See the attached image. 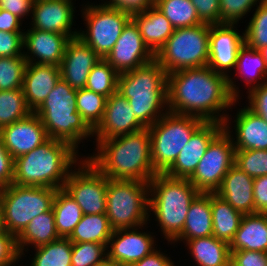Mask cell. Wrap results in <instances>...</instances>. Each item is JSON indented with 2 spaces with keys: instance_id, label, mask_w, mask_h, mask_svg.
<instances>
[{
  "instance_id": "53",
  "label": "cell",
  "mask_w": 267,
  "mask_h": 266,
  "mask_svg": "<svg viewBox=\"0 0 267 266\" xmlns=\"http://www.w3.org/2000/svg\"><path fill=\"white\" fill-rule=\"evenodd\" d=\"M255 213H267V175L254 178Z\"/></svg>"
},
{
  "instance_id": "2",
  "label": "cell",
  "mask_w": 267,
  "mask_h": 266,
  "mask_svg": "<svg viewBox=\"0 0 267 266\" xmlns=\"http://www.w3.org/2000/svg\"><path fill=\"white\" fill-rule=\"evenodd\" d=\"M95 142L97 151L85 159L108 179L149 182L157 174L151 160L148 128Z\"/></svg>"
},
{
  "instance_id": "19",
  "label": "cell",
  "mask_w": 267,
  "mask_h": 266,
  "mask_svg": "<svg viewBox=\"0 0 267 266\" xmlns=\"http://www.w3.org/2000/svg\"><path fill=\"white\" fill-rule=\"evenodd\" d=\"M223 129L222 123L204 122L192 134L172 166L164 174L172 178L189 179L204 156L208 145Z\"/></svg>"
},
{
  "instance_id": "24",
  "label": "cell",
  "mask_w": 267,
  "mask_h": 266,
  "mask_svg": "<svg viewBox=\"0 0 267 266\" xmlns=\"http://www.w3.org/2000/svg\"><path fill=\"white\" fill-rule=\"evenodd\" d=\"M60 78L58 66L27 63L22 89L26 103L32 112L41 106Z\"/></svg>"
},
{
  "instance_id": "45",
  "label": "cell",
  "mask_w": 267,
  "mask_h": 266,
  "mask_svg": "<svg viewBox=\"0 0 267 266\" xmlns=\"http://www.w3.org/2000/svg\"><path fill=\"white\" fill-rule=\"evenodd\" d=\"M24 33L0 31V58L23 56Z\"/></svg>"
},
{
  "instance_id": "32",
  "label": "cell",
  "mask_w": 267,
  "mask_h": 266,
  "mask_svg": "<svg viewBox=\"0 0 267 266\" xmlns=\"http://www.w3.org/2000/svg\"><path fill=\"white\" fill-rule=\"evenodd\" d=\"M211 212L213 236L230 244L243 214L215 193H211Z\"/></svg>"
},
{
  "instance_id": "5",
  "label": "cell",
  "mask_w": 267,
  "mask_h": 266,
  "mask_svg": "<svg viewBox=\"0 0 267 266\" xmlns=\"http://www.w3.org/2000/svg\"><path fill=\"white\" fill-rule=\"evenodd\" d=\"M199 193L188 179L156 174L149 181V218L153 213L167 243L181 234L189 206Z\"/></svg>"
},
{
  "instance_id": "18",
  "label": "cell",
  "mask_w": 267,
  "mask_h": 266,
  "mask_svg": "<svg viewBox=\"0 0 267 266\" xmlns=\"http://www.w3.org/2000/svg\"><path fill=\"white\" fill-rule=\"evenodd\" d=\"M145 129L136 119L127 98L119 92L107 98L102 121L94 129L96 141L135 133Z\"/></svg>"
},
{
  "instance_id": "6",
  "label": "cell",
  "mask_w": 267,
  "mask_h": 266,
  "mask_svg": "<svg viewBox=\"0 0 267 266\" xmlns=\"http://www.w3.org/2000/svg\"><path fill=\"white\" fill-rule=\"evenodd\" d=\"M76 94L77 89L60 78L34 113L40 117L48 137L64 141L79 152L84 139L94 138V130L78 113Z\"/></svg>"
},
{
  "instance_id": "54",
  "label": "cell",
  "mask_w": 267,
  "mask_h": 266,
  "mask_svg": "<svg viewBox=\"0 0 267 266\" xmlns=\"http://www.w3.org/2000/svg\"><path fill=\"white\" fill-rule=\"evenodd\" d=\"M174 262L175 261H173L168 254H165L160 251V249L158 250V248H156L143 259L131 264L130 266H179L175 265Z\"/></svg>"
},
{
  "instance_id": "43",
  "label": "cell",
  "mask_w": 267,
  "mask_h": 266,
  "mask_svg": "<svg viewBox=\"0 0 267 266\" xmlns=\"http://www.w3.org/2000/svg\"><path fill=\"white\" fill-rule=\"evenodd\" d=\"M107 256V246L95 242H72L71 266H94Z\"/></svg>"
},
{
  "instance_id": "10",
  "label": "cell",
  "mask_w": 267,
  "mask_h": 266,
  "mask_svg": "<svg viewBox=\"0 0 267 266\" xmlns=\"http://www.w3.org/2000/svg\"><path fill=\"white\" fill-rule=\"evenodd\" d=\"M56 191L54 188L14 183L0 189V206L6 231L17 237L34 217L52 208Z\"/></svg>"
},
{
  "instance_id": "49",
  "label": "cell",
  "mask_w": 267,
  "mask_h": 266,
  "mask_svg": "<svg viewBox=\"0 0 267 266\" xmlns=\"http://www.w3.org/2000/svg\"><path fill=\"white\" fill-rule=\"evenodd\" d=\"M16 237L7 231L0 235V266L8 265L20 257Z\"/></svg>"
},
{
  "instance_id": "40",
  "label": "cell",
  "mask_w": 267,
  "mask_h": 266,
  "mask_svg": "<svg viewBox=\"0 0 267 266\" xmlns=\"http://www.w3.org/2000/svg\"><path fill=\"white\" fill-rule=\"evenodd\" d=\"M253 10L255 12L243 31L244 41L249 47L259 50L267 45V0H262Z\"/></svg>"
},
{
  "instance_id": "13",
  "label": "cell",
  "mask_w": 267,
  "mask_h": 266,
  "mask_svg": "<svg viewBox=\"0 0 267 266\" xmlns=\"http://www.w3.org/2000/svg\"><path fill=\"white\" fill-rule=\"evenodd\" d=\"M72 170L63 189L77 202L84 215L106 214L108 178L87 159Z\"/></svg>"
},
{
  "instance_id": "9",
  "label": "cell",
  "mask_w": 267,
  "mask_h": 266,
  "mask_svg": "<svg viewBox=\"0 0 267 266\" xmlns=\"http://www.w3.org/2000/svg\"><path fill=\"white\" fill-rule=\"evenodd\" d=\"M148 210L149 182L108 179L106 216L114 230L150 223Z\"/></svg>"
},
{
  "instance_id": "4",
  "label": "cell",
  "mask_w": 267,
  "mask_h": 266,
  "mask_svg": "<svg viewBox=\"0 0 267 266\" xmlns=\"http://www.w3.org/2000/svg\"><path fill=\"white\" fill-rule=\"evenodd\" d=\"M168 74L154 59L121 73L117 92L127 98L136 119L149 128L168 112Z\"/></svg>"
},
{
  "instance_id": "57",
  "label": "cell",
  "mask_w": 267,
  "mask_h": 266,
  "mask_svg": "<svg viewBox=\"0 0 267 266\" xmlns=\"http://www.w3.org/2000/svg\"><path fill=\"white\" fill-rule=\"evenodd\" d=\"M5 232L6 229L4 226L3 213H2V208L0 206V235L4 234Z\"/></svg>"
},
{
  "instance_id": "14",
  "label": "cell",
  "mask_w": 267,
  "mask_h": 266,
  "mask_svg": "<svg viewBox=\"0 0 267 266\" xmlns=\"http://www.w3.org/2000/svg\"><path fill=\"white\" fill-rule=\"evenodd\" d=\"M237 30L236 24L210 25L208 66L213 71L228 77L229 91L235 100L240 101L242 96L239 85H236L237 78L234 79L230 73L235 68L239 49L245 43L244 32L241 34Z\"/></svg>"
},
{
  "instance_id": "59",
  "label": "cell",
  "mask_w": 267,
  "mask_h": 266,
  "mask_svg": "<svg viewBox=\"0 0 267 266\" xmlns=\"http://www.w3.org/2000/svg\"><path fill=\"white\" fill-rule=\"evenodd\" d=\"M22 256H20L16 261H14V262H12V263H10V264H8V265H5V266H15L16 265V263H19L20 261H22L21 258ZM20 260V261H19Z\"/></svg>"
},
{
  "instance_id": "39",
  "label": "cell",
  "mask_w": 267,
  "mask_h": 266,
  "mask_svg": "<svg viewBox=\"0 0 267 266\" xmlns=\"http://www.w3.org/2000/svg\"><path fill=\"white\" fill-rule=\"evenodd\" d=\"M119 73L105 60L101 59L91 69L85 88L109 98L117 92Z\"/></svg>"
},
{
  "instance_id": "30",
  "label": "cell",
  "mask_w": 267,
  "mask_h": 266,
  "mask_svg": "<svg viewBox=\"0 0 267 266\" xmlns=\"http://www.w3.org/2000/svg\"><path fill=\"white\" fill-rule=\"evenodd\" d=\"M189 248L196 266H230L229 243L214 236L201 237L183 242Z\"/></svg>"
},
{
  "instance_id": "7",
  "label": "cell",
  "mask_w": 267,
  "mask_h": 266,
  "mask_svg": "<svg viewBox=\"0 0 267 266\" xmlns=\"http://www.w3.org/2000/svg\"><path fill=\"white\" fill-rule=\"evenodd\" d=\"M210 24L176 28L171 37L154 55L167 72L204 67L209 62Z\"/></svg>"
},
{
  "instance_id": "44",
  "label": "cell",
  "mask_w": 267,
  "mask_h": 266,
  "mask_svg": "<svg viewBox=\"0 0 267 266\" xmlns=\"http://www.w3.org/2000/svg\"><path fill=\"white\" fill-rule=\"evenodd\" d=\"M262 0H219L220 24H236ZM256 6V7H255Z\"/></svg>"
},
{
  "instance_id": "46",
  "label": "cell",
  "mask_w": 267,
  "mask_h": 266,
  "mask_svg": "<svg viewBox=\"0 0 267 266\" xmlns=\"http://www.w3.org/2000/svg\"><path fill=\"white\" fill-rule=\"evenodd\" d=\"M197 10L199 19L206 24H220L219 0H190Z\"/></svg>"
},
{
  "instance_id": "36",
  "label": "cell",
  "mask_w": 267,
  "mask_h": 266,
  "mask_svg": "<svg viewBox=\"0 0 267 266\" xmlns=\"http://www.w3.org/2000/svg\"><path fill=\"white\" fill-rule=\"evenodd\" d=\"M154 5L162 11L175 29L203 23L190 0H155Z\"/></svg>"
},
{
  "instance_id": "28",
  "label": "cell",
  "mask_w": 267,
  "mask_h": 266,
  "mask_svg": "<svg viewBox=\"0 0 267 266\" xmlns=\"http://www.w3.org/2000/svg\"><path fill=\"white\" fill-rule=\"evenodd\" d=\"M213 236L211 193L200 192L191 202L181 234L170 245Z\"/></svg>"
},
{
  "instance_id": "38",
  "label": "cell",
  "mask_w": 267,
  "mask_h": 266,
  "mask_svg": "<svg viewBox=\"0 0 267 266\" xmlns=\"http://www.w3.org/2000/svg\"><path fill=\"white\" fill-rule=\"evenodd\" d=\"M76 101L78 113L94 130L103 119L107 97L82 88L77 89Z\"/></svg>"
},
{
  "instance_id": "12",
  "label": "cell",
  "mask_w": 267,
  "mask_h": 266,
  "mask_svg": "<svg viewBox=\"0 0 267 266\" xmlns=\"http://www.w3.org/2000/svg\"><path fill=\"white\" fill-rule=\"evenodd\" d=\"M234 162L235 147L231 137L223 129L208 145L188 180L199 192L215 193Z\"/></svg>"
},
{
  "instance_id": "17",
  "label": "cell",
  "mask_w": 267,
  "mask_h": 266,
  "mask_svg": "<svg viewBox=\"0 0 267 266\" xmlns=\"http://www.w3.org/2000/svg\"><path fill=\"white\" fill-rule=\"evenodd\" d=\"M74 5L71 0H36L32 4L30 28L64 34L71 38L78 36L79 30L72 28L76 18Z\"/></svg>"
},
{
  "instance_id": "34",
  "label": "cell",
  "mask_w": 267,
  "mask_h": 266,
  "mask_svg": "<svg viewBox=\"0 0 267 266\" xmlns=\"http://www.w3.org/2000/svg\"><path fill=\"white\" fill-rule=\"evenodd\" d=\"M113 230L106 214L83 215L68 239L73 243L95 242L108 246Z\"/></svg>"
},
{
  "instance_id": "55",
  "label": "cell",
  "mask_w": 267,
  "mask_h": 266,
  "mask_svg": "<svg viewBox=\"0 0 267 266\" xmlns=\"http://www.w3.org/2000/svg\"><path fill=\"white\" fill-rule=\"evenodd\" d=\"M20 26L22 21L18 17L5 9H0V31L24 33L25 29L22 30Z\"/></svg>"
},
{
  "instance_id": "58",
  "label": "cell",
  "mask_w": 267,
  "mask_h": 266,
  "mask_svg": "<svg viewBox=\"0 0 267 266\" xmlns=\"http://www.w3.org/2000/svg\"><path fill=\"white\" fill-rule=\"evenodd\" d=\"M259 51L262 53V56L267 64V45L260 48Z\"/></svg>"
},
{
  "instance_id": "56",
  "label": "cell",
  "mask_w": 267,
  "mask_h": 266,
  "mask_svg": "<svg viewBox=\"0 0 267 266\" xmlns=\"http://www.w3.org/2000/svg\"><path fill=\"white\" fill-rule=\"evenodd\" d=\"M94 266H121L113 259H110L108 256H106L101 262H98Z\"/></svg>"
},
{
  "instance_id": "20",
  "label": "cell",
  "mask_w": 267,
  "mask_h": 266,
  "mask_svg": "<svg viewBox=\"0 0 267 266\" xmlns=\"http://www.w3.org/2000/svg\"><path fill=\"white\" fill-rule=\"evenodd\" d=\"M231 119L228 113L223 128L231 137L235 150H267V122L264 119L251 111L247 105L238 109L235 114V120L232 121L235 125L234 132Z\"/></svg>"
},
{
  "instance_id": "35",
  "label": "cell",
  "mask_w": 267,
  "mask_h": 266,
  "mask_svg": "<svg viewBox=\"0 0 267 266\" xmlns=\"http://www.w3.org/2000/svg\"><path fill=\"white\" fill-rule=\"evenodd\" d=\"M34 252L30 266H71L72 242L68 238L60 237Z\"/></svg>"
},
{
  "instance_id": "50",
  "label": "cell",
  "mask_w": 267,
  "mask_h": 266,
  "mask_svg": "<svg viewBox=\"0 0 267 266\" xmlns=\"http://www.w3.org/2000/svg\"><path fill=\"white\" fill-rule=\"evenodd\" d=\"M14 159L3 145L0 136V189L13 183Z\"/></svg>"
},
{
  "instance_id": "33",
  "label": "cell",
  "mask_w": 267,
  "mask_h": 266,
  "mask_svg": "<svg viewBox=\"0 0 267 266\" xmlns=\"http://www.w3.org/2000/svg\"><path fill=\"white\" fill-rule=\"evenodd\" d=\"M59 237L68 238L83 217L77 202L63 189H57L52 205Z\"/></svg>"
},
{
  "instance_id": "52",
  "label": "cell",
  "mask_w": 267,
  "mask_h": 266,
  "mask_svg": "<svg viewBox=\"0 0 267 266\" xmlns=\"http://www.w3.org/2000/svg\"><path fill=\"white\" fill-rule=\"evenodd\" d=\"M36 0H0V9H5L14 14L21 21L31 15L32 4Z\"/></svg>"
},
{
  "instance_id": "8",
  "label": "cell",
  "mask_w": 267,
  "mask_h": 266,
  "mask_svg": "<svg viewBox=\"0 0 267 266\" xmlns=\"http://www.w3.org/2000/svg\"><path fill=\"white\" fill-rule=\"evenodd\" d=\"M204 122L195 116L180 115L168 111L148 128L151 160L157 174H164L172 166L192 134Z\"/></svg>"
},
{
  "instance_id": "47",
  "label": "cell",
  "mask_w": 267,
  "mask_h": 266,
  "mask_svg": "<svg viewBox=\"0 0 267 266\" xmlns=\"http://www.w3.org/2000/svg\"><path fill=\"white\" fill-rule=\"evenodd\" d=\"M230 252V266H267V253L251 250Z\"/></svg>"
},
{
  "instance_id": "27",
  "label": "cell",
  "mask_w": 267,
  "mask_h": 266,
  "mask_svg": "<svg viewBox=\"0 0 267 266\" xmlns=\"http://www.w3.org/2000/svg\"><path fill=\"white\" fill-rule=\"evenodd\" d=\"M229 246L230 251L267 253V213L244 214Z\"/></svg>"
},
{
  "instance_id": "31",
  "label": "cell",
  "mask_w": 267,
  "mask_h": 266,
  "mask_svg": "<svg viewBox=\"0 0 267 266\" xmlns=\"http://www.w3.org/2000/svg\"><path fill=\"white\" fill-rule=\"evenodd\" d=\"M234 77L238 76L248 87L249 93L254 88L267 82V64L258 49L244 45L239 49ZM236 71V72H235Z\"/></svg>"
},
{
  "instance_id": "25",
  "label": "cell",
  "mask_w": 267,
  "mask_h": 266,
  "mask_svg": "<svg viewBox=\"0 0 267 266\" xmlns=\"http://www.w3.org/2000/svg\"><path fill=\"white\" fill-rule=\"evenodd\" d=\"M253 182L251 176L233 165L215 194L243 215L253 214L255 213Z\"/></svg>"
},
{
  "instance_id": "37",
  "label": "cell",
  "mask_w": 267,
  "mask_h": 266,
  "mask_svg": "<svg viewBox=\"0 0 267 266\" xmlns=\"http://www.w3.org/2000/svg\"><path fill=\"white\" fill-rule=\"evenodd\" d=\"M30 113L23 89L0 91V130Z\"/></svg>"
},
{
  "instance_id": "42",
  "label": "cell",
  "mask_w": 267,
  "mask_h": 266,
  "mask_svg": "<svg viewBox=\"0 0 267 266\" xmlns=\"http://www.w3.org/2000/svg\"><path fill=\"white\" fill-rule=\"evenodd\" d=\"M234 165L253 179L267 175V150H235Z\"/></svg>"
},
{
  "instance_id": "29",
  "label": "cell",
  "mask_w": 267,
  "mask_h": 266,
  "mask_svg": "<svg viewBox=\"0 0 267 266\" xmlns=\"http://www.w3.org/2000/svg\"><path fill=\"white\" fill-rule=\"evenodd\" d=\"M59 238L55 227L53 209L51 208L49 211L34 217L16 237V243L20 255L26 257L27 255H25L24 251L28 253L30 250L28 247L37 248Z\"/></svg>"
},
{
  "instance_id": "3",
  "label": "cell",
  "mask_w": 267,
  "mask_h": 266,
  "mask_svg": "<svg viewBox=\"0 0 267 266\" xmlns=\"http://www.w3.org/2000/svg\"><path fill=\"white\" fill-rule=\"evenodd\" d=\"M83 159L82 154L80 156L70 144L49 137L34 150L14 159L13 183L63 188L69 173Z\"/></svg>"
},
{
  "instance_id": "15",
  "label": "cell",
  "mask_w": 267,
  "mask_h": 266,
  "mask_svg": "<svg viewBox=\"0 0 267 266\" xmlns=\"http://www.w3.org/2000/svg\"><path fill=\"white\" fill-rule=\"evenodd\" d=\"M146 225L113 230L107 246V256L121 266H130L150 254L157 248L156 236L151 231H143Z\"/></svg>"
},
{
  "instance_id": "48",
  "label": "cell",
  "mask_w": 267,
  "mask_h": 266,
  "mask_svg": "<svg viewBox=\"0 0 267 266\" xmlns=\"http://www.w3.org/2000/svg\"><path fill=\"white\" fill-rule=\"evenodd\" d=\"M248 108L267 122V82L247 93Z\"/></svg>"
},
{
  "instance_id": "21",
  "label": "cell",
  "mask_w": 267,
  "mask_h": 266,
  "mask_svg": "<svg viewBox=\"0 0 267 266\" xmlns=\"http://www.w3.org/2000/svg\"><path fill=\"white\" fill-rule=\"evenodd\" d=\"M0 136L13 159L29 153L49 138L40 117L34 112L3 127Z\"/></svg>"
},
{
  "instance_id": "16",
  "label": "cell",
  "mask_w": 267,
  "mask_h": 266,
  "mask_svg": "<svg viewBox=\"0 0 267 266\" xmlns=\"http://www.w3.org/2000/svg\"><path fill=\"white\" fill-rule=\"evenodd\" d=\"M105 60L121 74L152 62L154 54L145 45L138 26L131 19Z\"/></svg>"
},
{
  "instance_id": "11",
  "label": "cell",
  "mask_w": 267,
  "mask_h": 266,
  "mask_svg": "<svg viewBox=\"0 0 267 266\" xmlns=\"http://www.w3.org/2000/svg\"><path fill=\"white\" fill-rule=\"evenodd\" d=\"M81 12L87 30L81 29L78 37L105 59L131 20V14L100 3L90 4L89 1L82 5Z\"/></svg>"
},
{
  "instance_id": "22",
  "label": "cell",
  "mask_w": 267,
  "mask_h": 266,
  "mask_svg": "<svg viewBox=\"0 0 267 266\" xmlns=\"http://www.w3.org/2000/svg\"><path fill=\"white\" fill-rule=\"evenodd\" d=\"M101 59L80 37L71 38L59 65L60 77L73 89L85 88L91 69Z\"/></svg>"
},
{
  "instance_id": "51",
  "label": "cell",
  "mask_w": 267,
  "mask_h": 266,
  "mask_svg": "<svg viewBox=\"0 0 267 266\" xmlns=\"http://www.w3.org/2000/svg\"><path fill=\"white\" fill-rule=\"evenodd\" d=\"M101 4L119 9L129 14L144 12L154 5L155 0H102Z\"/></svg>"
},
{
  "instance_id": "26",
  "label": "cell",
  "mask_w": 267,
  "mask_h": 266,
  "mask_svg": "<svg viewBox=\"0 0 267 266\" xmlns=\"http://www.w3.org/2000/svg\"><path fill=\"white\" fill-rule=\"evenodd\" d=\"M131 19L138 26L145 45L155 55L174 32V27L155 5L144 12L134 13Z\"/></svg>"
},
{
  "instance_id": "23",
  "label": "cell",
  "mask_w": 267,
  "mask_h": 266,
  "mask_svg": "<svg viewBox=\"0 0 267 266\" xmlns=\"http://www.w3.org/2000/svg\"><path fill=\"white\" fill-rule=\"evenodd\" d=\"M70 36L29 28L24 31L23 56L27 63L58 66L62 62Z\"/></svg>"
},
{
  "instance_id": "1",
  "label": "cell",
  "mask_w": 267,
  "mask_h": 266,
  "mask_svg": "<svg viewBox=\"0 0 267 266\" xmlns=\"http://www.w3.org/2000/svg\"><path fill=\"white\" fill-rule=\"evenodd\" d=\"M168 111L195 116L205 122L224 123L235 100L228 86V77L208 65L168 74ZM225 111V113H224ZM222 112V113H221Z\"/></svg>"
},
{
  "instance_id": "41",
  "label": "cell",
  "mask_w": 267,
  "mask_h": 266,
  "mask_svg": "<svg viewBox=\"0 0 267 266\" xmlns=\"http://www.w3.org/2000/svg\"><path fill=\"white\" fill-rule=\"evenodd\" d=\"M27 62L24 56L0 58V91L23 88Z\"/></svg>"
}]
</instances>
